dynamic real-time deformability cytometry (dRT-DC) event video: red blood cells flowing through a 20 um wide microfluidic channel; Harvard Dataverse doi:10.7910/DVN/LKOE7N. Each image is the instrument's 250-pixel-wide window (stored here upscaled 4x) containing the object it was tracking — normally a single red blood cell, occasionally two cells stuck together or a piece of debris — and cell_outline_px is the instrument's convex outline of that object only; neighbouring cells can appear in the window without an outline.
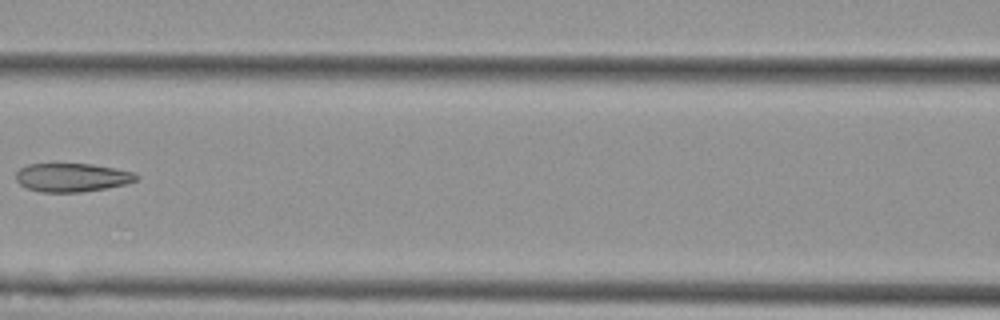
{"species": "Egyptian fruit bat (a non-hibernating species)", "species_latin": "Rousettus aegyptiacus", "temperature_condition": "cold", "stored_images_in_passage": 7, "camera_frame_rate_fps": 3000, "um_per_image_px": 0.085, "animal": {"sex": "female"}, "frame": {"image": 1, "passage_image": 7, "time_ms": 2.0, "image_size_px": [1000, 320], "cell_outline_px": [[140, 176], [136, 180], [124, 184], [104, 188], [80, 192], [40, 192], [28, 188], [20, 184], [16, 180], [16, 172], [20, 168], [28, 164], [92, 164], [116, 168], [136, 172]], "centroid_in_image_um": [6.13, 15.07], "position_along_channel_um": 160.5, "area_um2": 20.0}}